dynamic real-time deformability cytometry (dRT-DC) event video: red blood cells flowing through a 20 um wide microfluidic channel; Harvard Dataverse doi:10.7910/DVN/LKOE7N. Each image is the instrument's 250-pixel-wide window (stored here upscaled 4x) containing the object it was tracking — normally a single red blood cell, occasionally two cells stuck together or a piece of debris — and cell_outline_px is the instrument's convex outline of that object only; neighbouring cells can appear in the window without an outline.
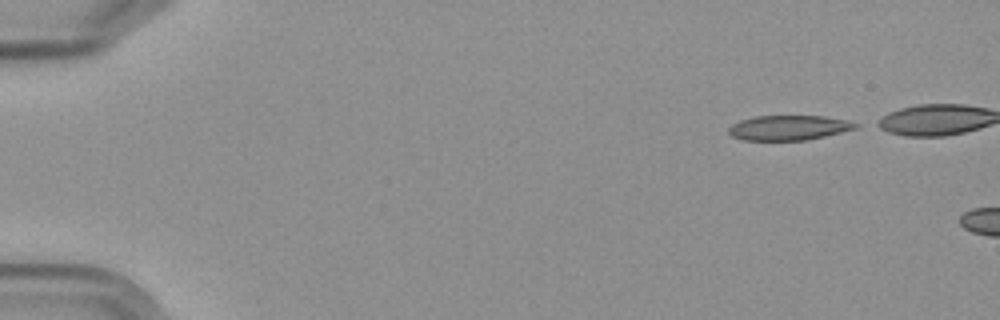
{"species": "Egyptian fruit bat (a non-hibernating species)", "species_latin": "Rousettus aegyptiacus", "temperature_condition": "cold", "stored_images_in_passage": 3, "camera_frame_rate_fps": 3000, "um_per_image_px": 0.085, "frame": {"image": 1, "passage_image": 1, "time_ms": 0.0, "image_size_px": [1000, 320], "cell_outline_px": [[860, 124], [856, 128], [824, 136], [804, 140], [744, 140], [732, 136], [728, 132], [728, 128], [732, 124], [740, 120], [756, 116], [824, 116], [844, 120]], "centroid_in_image_um": [67.0, 10.85], "position_along_channel_um": 18.0, "area_um2": 18.15}}